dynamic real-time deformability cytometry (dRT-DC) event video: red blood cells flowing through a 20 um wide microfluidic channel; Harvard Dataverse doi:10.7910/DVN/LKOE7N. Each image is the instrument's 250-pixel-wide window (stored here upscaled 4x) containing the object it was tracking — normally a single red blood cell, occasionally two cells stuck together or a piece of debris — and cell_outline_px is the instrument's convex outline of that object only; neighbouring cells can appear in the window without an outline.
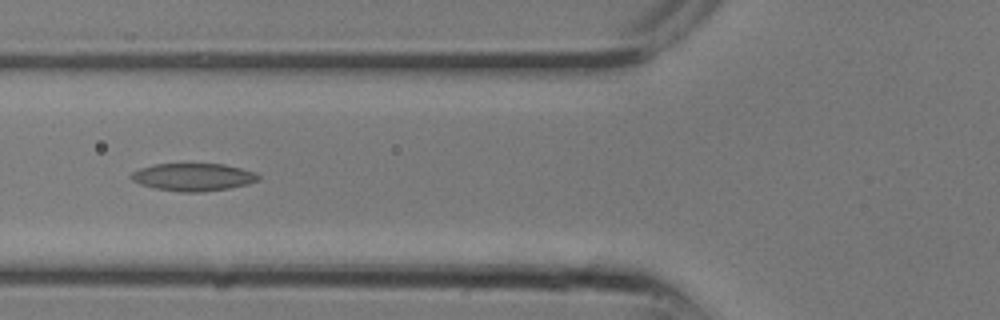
{"species": "common noctule bat (a hibernating species)", "species_latin": "Nyctalus noctula", "temperature_condition": "room temperature", "stored_images_in_passage": 11, "camera_frame_rate_fps": 3000, "um_per_image_px": 0.085, "animal": {"sex": "male", "body_mass_g": 13.3}, "frame": {"image": 1, "passage_image": 10, "time_ms": 3.0, "image_size_px": [1000, 320], "cell_outline_px": [[260, 180], [248, 184], [228, 188], [200, 192], [180, 192], [156, 188], [140, 184], [132, 180], [128, 176], [132, 172], [140, 168], [156, 164], [224, 164], [256, 172], [260, 176]], "centroid_in_image_um": [16.43, 15.05], "position_along_channel_um": 109.4, "area_um2": 20.46}}